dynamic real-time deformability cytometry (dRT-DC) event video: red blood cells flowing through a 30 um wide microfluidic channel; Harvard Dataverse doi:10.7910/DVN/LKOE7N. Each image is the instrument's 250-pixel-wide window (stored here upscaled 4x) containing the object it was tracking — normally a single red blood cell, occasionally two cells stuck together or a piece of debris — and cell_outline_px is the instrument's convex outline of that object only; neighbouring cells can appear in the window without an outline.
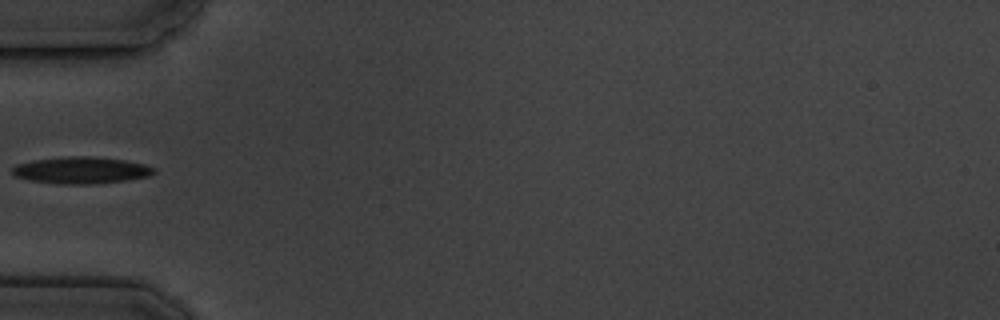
{"species": "common noctule bat (a hibernating species)", "species_latin": "Nyctalus noctula", "temperature_condition": "cold", "stored_images_in_passage": 5, "camera_frame_rate_fps": 3000, "um_per_image_px": 0.085, "animal": {"sex": "male", "body_mass_g": 19.5, "forearm_length_mm": 54.6}, "frame": {"image": 1, "passage_image": 5, "time_ms": 4.667, "image_size_px": [1000, 320], "cell_outline_px": [[156, 172], [148, 176], [124, 180], [92, 184], [60, 184], [28, 180], [16, 176], [12, 172], [12, 168], [16, 164], [32, 160], [68, 156], [88, 156], [124, 160], [144, 164], [156, 168]], "centroid_in_image_um": [6.88, 14.47], "position_along_channel_um": 78.1, "area_um2": 22.02}}